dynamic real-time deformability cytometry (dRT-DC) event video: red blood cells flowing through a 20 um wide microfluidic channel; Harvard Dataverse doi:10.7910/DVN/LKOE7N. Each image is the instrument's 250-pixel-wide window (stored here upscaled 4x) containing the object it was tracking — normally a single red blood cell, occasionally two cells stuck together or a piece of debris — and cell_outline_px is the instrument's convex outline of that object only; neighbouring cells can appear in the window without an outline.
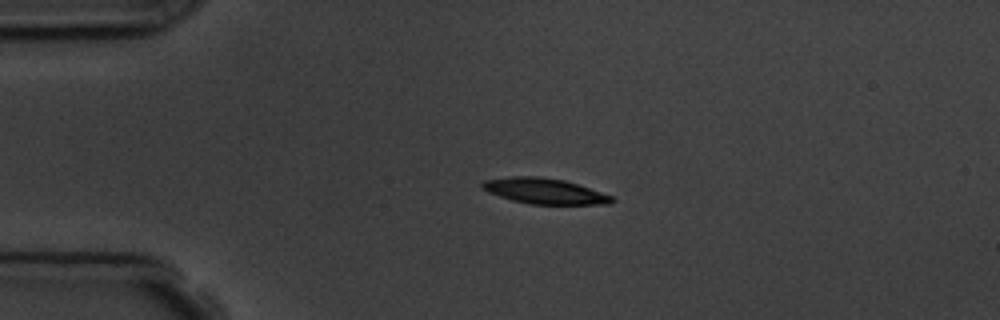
{"species": "common noctule bat (a hibernating species)", "species_latin": "Nyctalus noctula", "temperature_condition": "room temperature", "stored_images_in_passage": 3, "camera_frame_rate_fps": 3000, "um_per_image_px": 0.085, "animal": {"sex": "male", "body_mass_g": 19.5, "forearm_length_mm": 54.6}, "frame": {"image": 1, "passage_image": 2, "time_ms": 2.0, "image_size_px": [1000, 320], "cell_outline_px": [[616, 200], [608, 204], [532, 204], [512, 200], [488, 192], [480, 188], [480, 184], [484, 180], [512, 176], [540, 176], [564, 180], [612, 196]], "centroid_in_image_um": [46.24, 16.23], "position_along_channel_um": 38.8, "area_um2": 19.19}}